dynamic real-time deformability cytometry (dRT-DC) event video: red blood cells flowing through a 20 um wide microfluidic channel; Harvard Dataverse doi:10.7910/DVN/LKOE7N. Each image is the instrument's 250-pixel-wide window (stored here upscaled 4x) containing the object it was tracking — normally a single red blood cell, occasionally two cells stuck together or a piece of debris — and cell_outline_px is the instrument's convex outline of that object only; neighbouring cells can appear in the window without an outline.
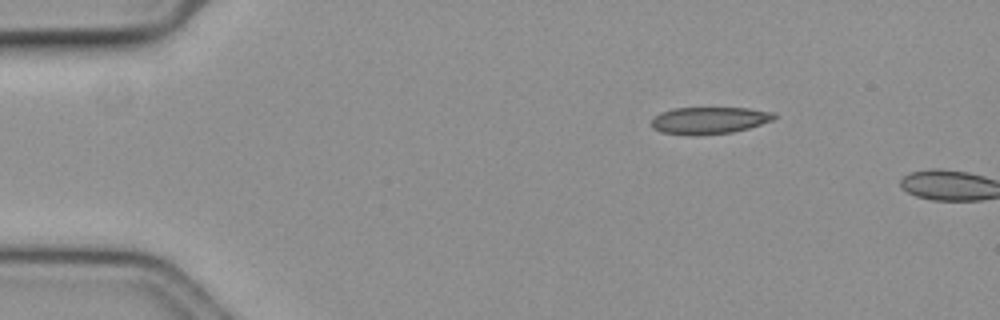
{"species": "common noctule bat (a hibernating species)", "species_latin": "Nyctalus noctula", "temperature_condition": "cold", "stored_images_in_passage": 3, "camera_frame_rate_fps": 3000, "um_per_image_px": 0.085, "animal": {"sex": "female", "body_mass_g": 19.3, "forearm_length_mm": 54.1}, "frame": {"image": 1, "passage_image": 1, "time_ms": 0.0, "image_size_px": [1000, 320], "cell_outline_px": [[776, 116], [772, 120], [748, 128], [732, 132], [696, 136], [688, 136], [660, 132], [652, 128], [652, 116], [660, 112], [676, 108], [748, 108], [772, 112]], "centroid_in_image_um": [60.21, 10.24], "position_along_channel_um": 24.8, "area_um2": 19.42}}